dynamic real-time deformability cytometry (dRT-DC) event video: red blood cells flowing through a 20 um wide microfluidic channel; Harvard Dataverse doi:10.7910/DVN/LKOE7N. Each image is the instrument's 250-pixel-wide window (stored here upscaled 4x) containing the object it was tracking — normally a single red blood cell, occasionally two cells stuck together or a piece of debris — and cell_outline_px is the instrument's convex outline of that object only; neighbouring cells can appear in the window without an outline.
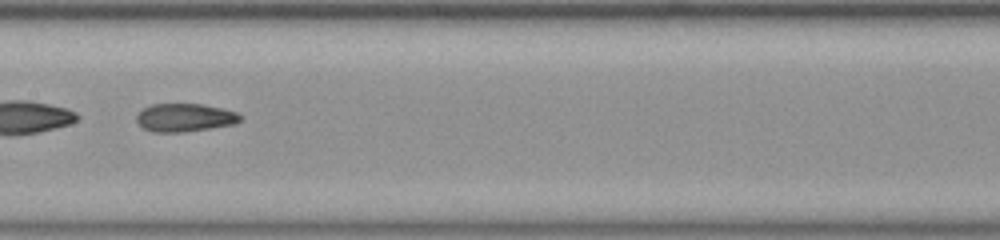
{"species": "common noctule bat (a hibernating species)", "species_latin": "Nyctalus noctula", "temperature_condition": "room temperature", "stored_images_in_passage": 51, "segment_of_instrument_passage": [2, 2], "camera_frame_rate_fps": 3000, "um_per_image_px": 0.085, "animal": {"sex": "female", "body_mass_g": 23.0, "forearm_length_mm": 53.4}, "frame": {"image": 1, "passage_image": 26, "time_ms": 8.333, "image_size_px": [1000, 240], "cell_outline_px": [[244, 116], [236, 124], [184, 132], [152, 132], [144, 128], [136, 120], [136, 116], [144, 108], [152, 104], [204, 104], [224, 108], [236, 112]], "centroid_in_image_um": [15.76, 9.99], "position_along_channel_um": 191.6, "area_um2": 17.11}}